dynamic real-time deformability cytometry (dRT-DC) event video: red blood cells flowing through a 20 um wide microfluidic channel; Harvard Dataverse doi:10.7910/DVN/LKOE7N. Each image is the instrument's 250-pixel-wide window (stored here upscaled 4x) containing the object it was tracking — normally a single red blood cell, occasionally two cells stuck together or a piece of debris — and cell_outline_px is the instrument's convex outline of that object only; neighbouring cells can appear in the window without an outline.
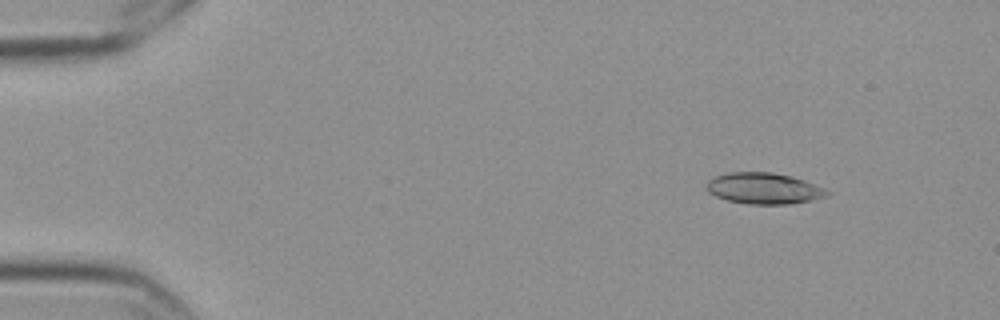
{"species": "Egyptian fruit bat (a non-hibernating species)", "species_latin": "Rousettus aegyptiacus", "temperature_condition": "cold", "stored_images_in_passage": 55, "camera_frame_rate_fps": 3000, "um_per_image_px": 0.085, "frame": {"image": 1, "passage_image": 5, "time_ms": 1.333, "image_size_px": [1000, 320], "cell_outline_px": [[832, 192], [828, 196], [812, 200], [788, 204], [748, 204], [728, 200], [716, 196], [708, 192], [704, 188], [708, 180], [716, 176], [728, 172], [772, 172], [792, 176], [804, 180], [824, 188]], "centroid_in_image_um": [64.93, 16.01], "position_along_channel_um": 20.1, "area_um2": 22.02}}
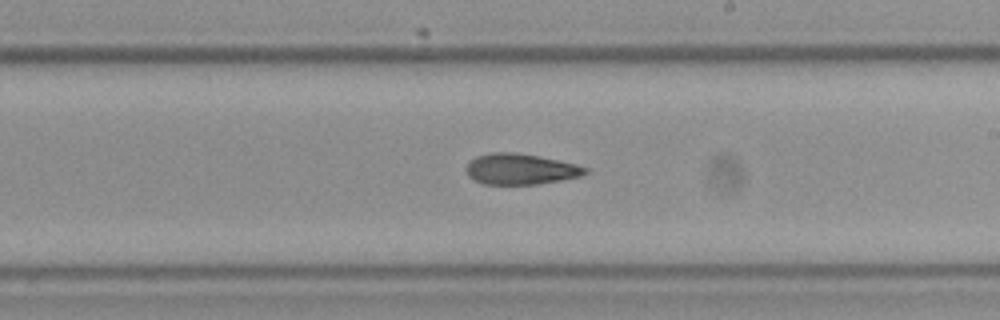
{"frame": {"image": 2, "passage_image": 32, "time_ms": 10.333, "image_size_px": [1000, 320], "cell_outline_px": [[588, 172], [580, 176], [560, 180], [536, 184], [484, 184], [472, 180], [468, 176], [468, 164], [476, 156], [492, 152], [516, 152], [576, 164], [588, 168]], "centroid_in_image_um": [44.23, 14.37], "position_along_channel_um": 244.8, "area_um2": 21.1}}
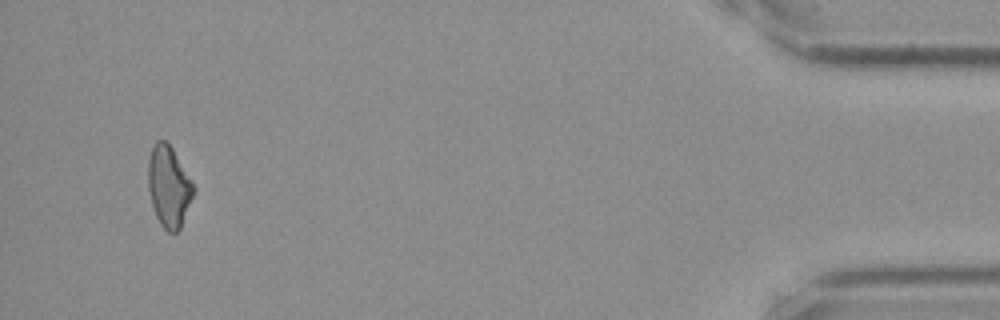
{"frame": {"image": 3, "passage_image": 53, "time_ms": 17.333, "image_size_px": [1000, 320], "cell_outline_px": [[196, 188], [180, 228], [176, 232], [168, 232], [160, 224], [156, 216], [152, 204], [148, 188], [148, 160], [152, 148], [156, 140], [164, 140], [172, 148]], "centroid_in_image_um": [14.34, 15.85], "position_along_channel_um": 420.9, "area_um2": 21.21}, "authors_computed_cell_mechanics": {"area_um2": 21.9062, "velocity_mm_per_s": 3.5551, "shape_relaxation_time_tau1_ms": null, "shape_relaxation_time_tau2_ms": 5.2029, "deformation_change_tau1": null, "deformation_change_tau2": 0.138}}